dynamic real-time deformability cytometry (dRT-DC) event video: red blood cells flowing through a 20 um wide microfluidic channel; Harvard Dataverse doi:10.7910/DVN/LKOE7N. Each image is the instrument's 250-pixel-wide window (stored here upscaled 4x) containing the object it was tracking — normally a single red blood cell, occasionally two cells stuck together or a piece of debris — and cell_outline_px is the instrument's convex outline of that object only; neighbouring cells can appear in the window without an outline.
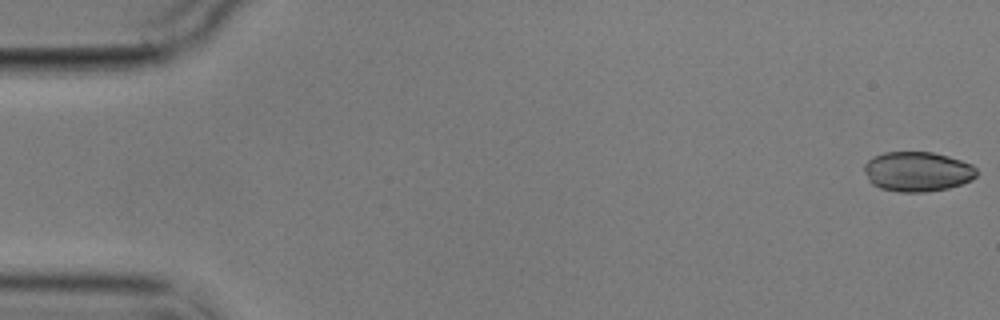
{"species": "common noctule bat (a hibernating species)", "species_latin": "Nyctalus noctula", "temperature_condition": "cold", "stored_images_in_passage": 5, "camera_frame_rate_fps": 3000, "um_per_image_px": 0.085, "animal": {"sex": "male", "body_mass_g": 17.9}, "frame": {"image": 1, "passage_image": 1, "time_ms": 0.0, "image_size_px": [1000, 320], "cell_outline_px": [[976, 176], [972, 180], [948, 188], [924, 192], [900, 192], [880, 188], [872, 184], [868, 180], [864, 172], [864, 164], [872, 156], [884, 152], [932, 152], [948, 156], [972, 164], [976, 168]], "centroid_in_image_um": [77.95, 14.58], "position_along_channel_um": 7.0, "area_um2": 26.18}}